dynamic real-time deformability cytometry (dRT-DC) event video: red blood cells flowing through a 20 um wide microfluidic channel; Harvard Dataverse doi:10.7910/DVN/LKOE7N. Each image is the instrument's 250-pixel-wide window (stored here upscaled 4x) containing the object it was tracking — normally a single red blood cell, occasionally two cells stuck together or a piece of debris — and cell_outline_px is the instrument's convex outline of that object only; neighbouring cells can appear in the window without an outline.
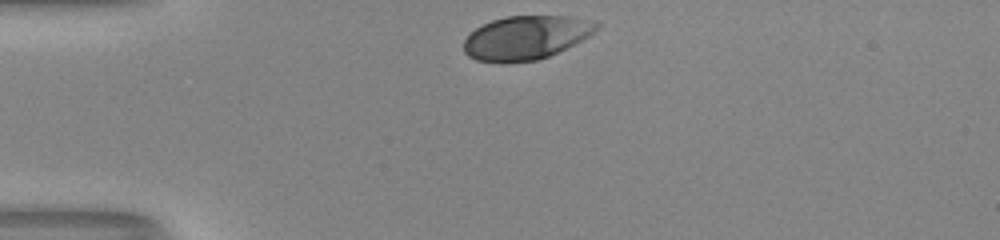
{"species": "human", "species_latin": "Homo sapiens", "temperature_condition": "room temperature", "stored_images_in_passage": 30, "camera_frame_rate_fps": 3000, "um_per_image_px": 0.085, "donor": {"sex": "male"}, "frame": {"image": 1, "passage_image": 1, "time_ms": 0.0, "image_size_px": [1000, 240], "cell_outline_px": [[600, 24], [588, 36], [548, 56], [536, 60], [504, 64], [500, 64], [476, 60], [468, 56], [464, 52], [464, 40], [476, 28], [492, 20], [508, 16], [568, 16]], "centroid_in_image_um": [44.62, 3.22], "position_along_channel_um": 40.4, "area_um2": 33.41}}
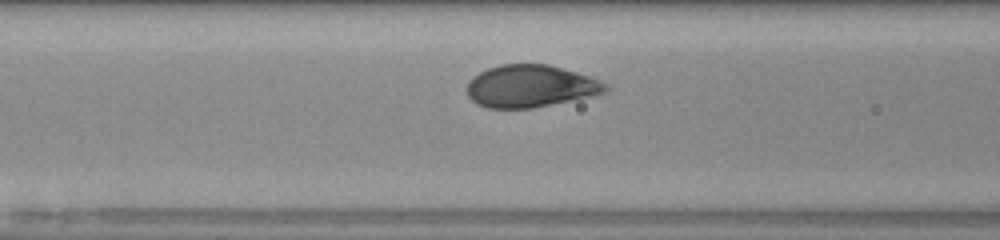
{"frame": {"image": 2, "passage_image": 10, "time_ms": 3.0, "image_size_px": [1000, 240], "cell_outline_px": [[608, 88], [604, 92], [588, 96], [532, 108], [488, 108], [476, 104], [468, 96], [468, 80], [472, 76], [488, 68], [500, 64], [548, 64], [592, 76], [608, 84]], "centroid_in_image_um": [45.07, 7.31], "position_along_channel_um": 121.5, "area_um2": 34.04}}
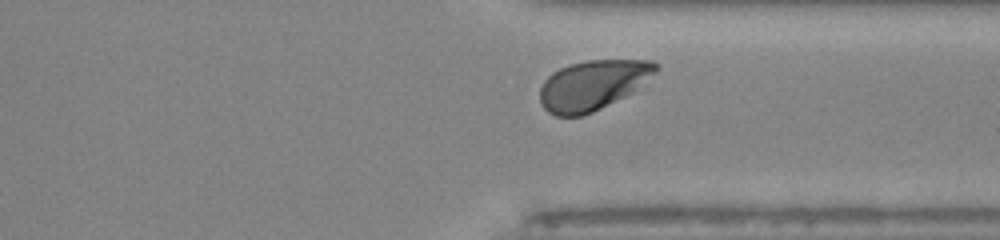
{"frame": {"image": 3, "passage_image": 28, "time_ms": 9.0, "image_size_px": [1000, 240], "cell_outline_px": [[660, 68], [656, 72], [632, 92], [592, 112], [580, 116], [556, 116], [548, 112], [544, 108], [540, 100], [540, 88], [544, 80], [552, 72], [568, 64], [584, 60], [652, 60]], "centroid_in_image_um": [50.35, 7.21], "position_along_channel_um": 361.0, "area_um2": 33.47}, "authors_computed_cell_mechanics": {"area_um2": 34.7089, "velocity_mm_per_s": 3.9865, "shape_relaxation_time_tau1_ms": 1.625, "shape_relaxation_time_tau2_ms": null, "deformation_change_tau1": 0.1436, "deformation_change_tau2": null}}